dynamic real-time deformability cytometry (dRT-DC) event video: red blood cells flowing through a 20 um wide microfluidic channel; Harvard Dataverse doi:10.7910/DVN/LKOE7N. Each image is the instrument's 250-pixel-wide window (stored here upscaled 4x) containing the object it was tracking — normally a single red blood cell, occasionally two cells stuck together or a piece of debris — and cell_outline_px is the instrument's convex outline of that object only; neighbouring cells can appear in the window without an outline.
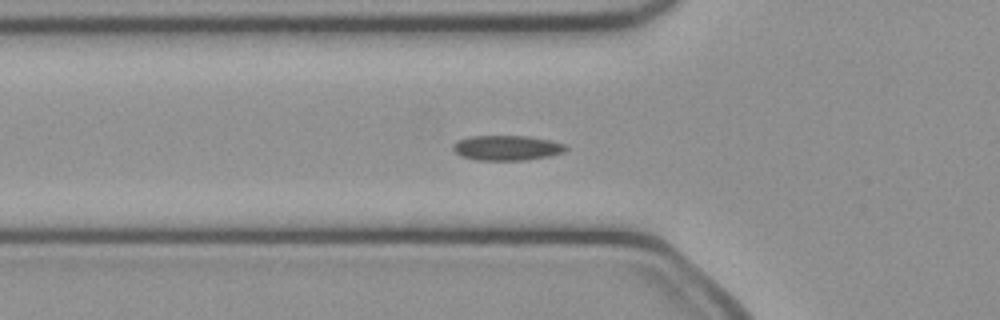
{"species": "common noctule bat (a hibernating species)", "species_latin": "Nyctalus noctula", "temperature_condition": "cold", "stored_images_in_passage": 51, "camera_frame_rate_fps": 3000, "um_per_image_px": 0.085, "animal": {"sex": "female", "body_mass_g": 21.9}, "frame": {"image": 1, "passage_image": 17, "time_ms": 5.333, "image_size_px": [1000, 320], "cell_outline_px": [[568, 148], [564, 152], [548, 156], [524, 160], [476, 160], [460, 156], [452, 148], [452, 144], [456, 140], [472, 136], [528, 136], [568, 144]], "centroid_in_image_um": [43.07, 12.56], "position_along_channel_um": 82.7, "area_um2": 16.53}}
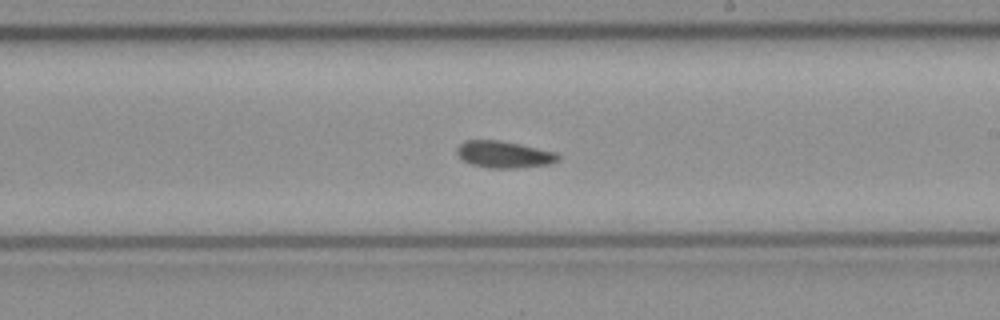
{"frame": {"image": 2, "passage_image": 29, "time_ms": 9.333, "image_size_px": [1000, 320], "cell_outline_px": [[560, 160], [552, 164], [516, 168], [488, 168], [472, 164], [464, 160], [456, 152], [456, 148], [464, 140], [500, 140], [520, 144], [556, 152], [560, 156]], "centroid_in_image_um": [42.87, 13.13], "position_along_channel_um": 246.1, "area_um2": 15.9}}
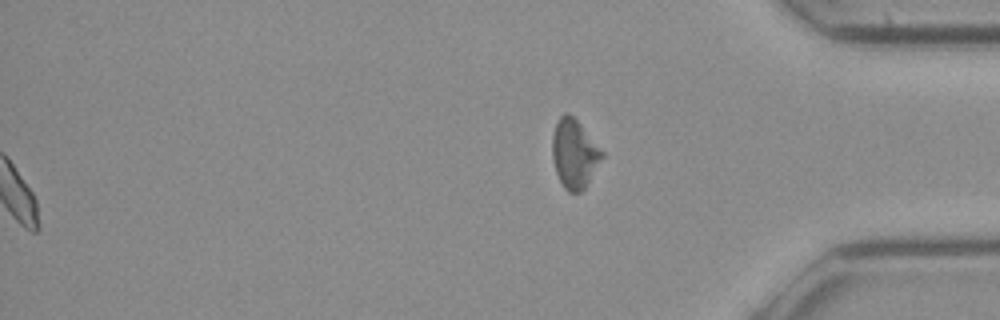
{"frame": {"image": 3, "passage_image": 51, "time_ms": 16.667, "image_size_px": [1000, 320], "cell_outline_px": [[604, 156], [584, 188], [580, 192], [568, 192], [564, 188], [556, 172], [552, 160], [552, 136], [556, 124], [560, 116], [564, 112], [568, 112], [580, 124], [604, 152]], "centroid_in_image_um": [48.8, 13.06], "position_along_channel_um": 386.4, "area_um2": 19.77}, "authors_computed_cell_mechanics": {"area_um2": 15.7794, "velocity_mm_per_s": 4.06, "shape_relaxation_time_tau1_ms": null, "shape_relaxation_time_tau2_ms": 10.2587, "deformation_change_tau1": null, "deformation_change_tau2": 0.1118}}